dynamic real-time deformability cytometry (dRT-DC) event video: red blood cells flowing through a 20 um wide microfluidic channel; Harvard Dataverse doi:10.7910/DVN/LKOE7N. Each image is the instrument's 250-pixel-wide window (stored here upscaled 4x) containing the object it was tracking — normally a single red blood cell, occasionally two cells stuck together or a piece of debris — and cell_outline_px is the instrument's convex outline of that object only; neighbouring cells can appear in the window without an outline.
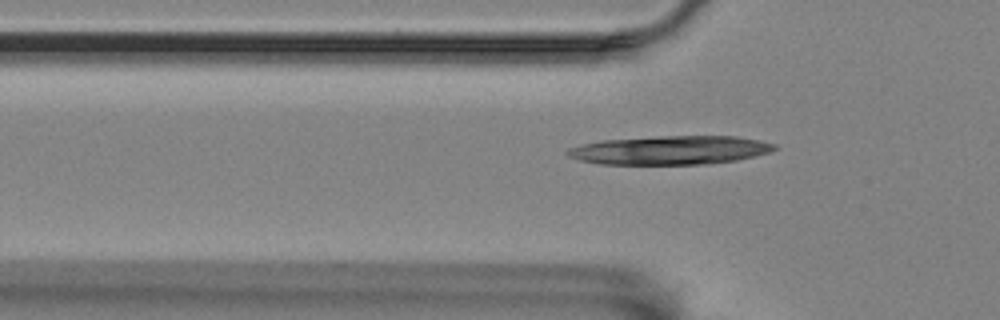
{"species": "Egyptian fruit bat (a non-hibernating species)", "species_latin": "Rousettus aegyptiacus", "temperature_condition": "room temperature", "stored_images_in_passage": 42, "camera_frame_rate_fps": 3000, "um_per_image_px": 0.085, "animal": {"sex": "female"}, "frame": {"image": 1, "passage_image": 8, "time_ms": 2.333, "image_size_px": [1000, 320], "cell_outline_px": [[776, 148], [768, 152], [736, 160], [704, 164], [600, 164], [580, 160], [568, 156], [564, 152], [568, 148], [580, 144], [600, 140], [656, 136], [736, 136], [760, 140], [776, 144]], "centroid_in_image_um": [56.9, 12.75], "position_along_channel_um": 68.9, "area_um2": 34.68}}
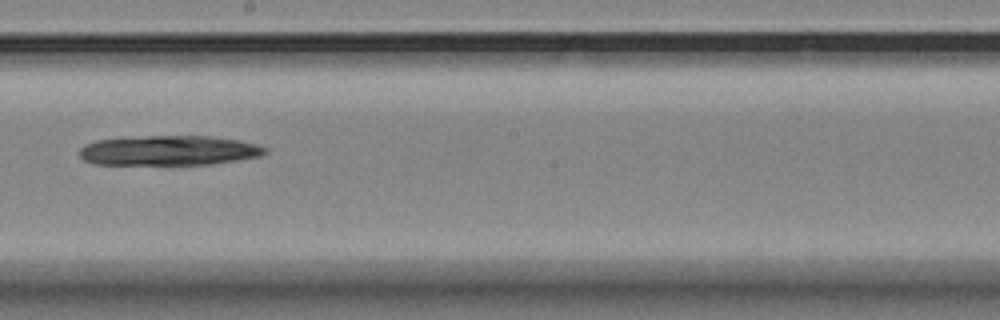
{"frame": {"image": 2, "passage_image": 22, "time_ms": 7.0, "image_size_px": [1000, 320], "cell_outline_px": [[268, 152], [260, 156], [212, 164], [172, 168], [96, 164], [84, 160], [80, 156], [80, 148], [84, 144], [96, 140], [148, 136], [208, 136], [240, 140], [260, 144], [268, 148]], "centroid_in_image_um": [14.36, 12.85], "position_along_channel_um": 233.8, "area_um2": 33.93}}
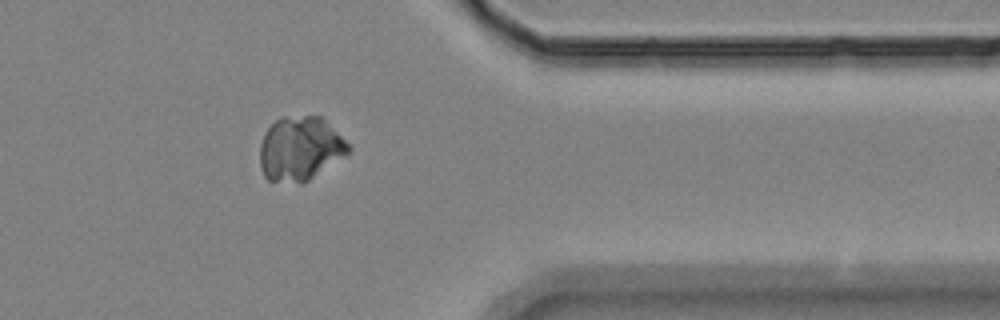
{"frame": {"image": 3, "passage_image": 36, "time_ms": 11.667, "image_size_px": [1000, 320], "cell_outline_px": [[352, 152], [348, 156], [304, 184], [300, 184], [268, 180], [264, 176], [260, 168], [260, 144], [264, 132], [280, 116], [320, 116], [352, 144]], "centroid_in_image_um": [25.57, 12.66], "position_along_channel_um": 385.8, "area_um2": 34.1}}